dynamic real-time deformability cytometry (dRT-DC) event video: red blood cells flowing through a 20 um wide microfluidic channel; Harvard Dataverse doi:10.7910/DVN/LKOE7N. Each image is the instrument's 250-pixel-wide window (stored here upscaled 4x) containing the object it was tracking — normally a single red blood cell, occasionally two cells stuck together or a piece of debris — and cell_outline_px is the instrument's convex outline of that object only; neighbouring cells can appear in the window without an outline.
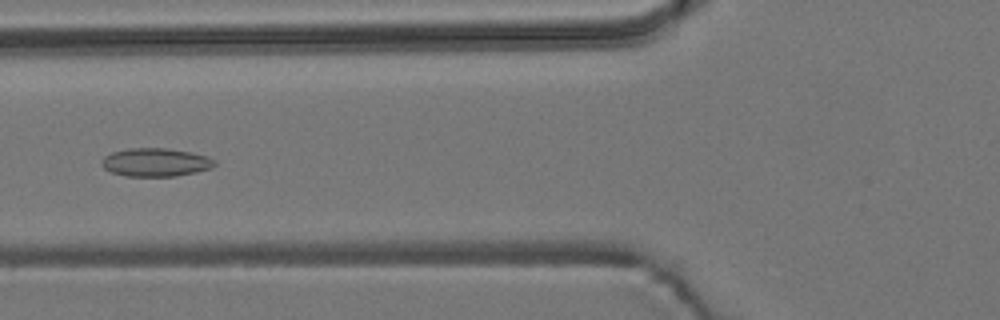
{"species": "common noctule bat (a hibernating species)", "species_latin": "Nyctalus noctula", "temperature_condition": "room temperature", "stored_images_in_passage": 51, "camera_frame_rate_fps": 3000, "um_per_image_px": 0.085, "animal": {"sex": "male", "body_mass_g": 19.2, "forearm_length_mm": 51.8}, "frame": {"image": 1, "passage_image": 17, "time_ms": 5.333, "image_size_px": [1000, 320], "cell_outline_px": [[216, 164], [212, 168], [196, 172], [176, 176], [124, 176], [112, 172], [104, 168], [100, 164], [104, 156], [112, 152], [128, 148], [168, 148], [208, 156], [216, 160]], "centroid_in_image_um": [13.23, 13.79], "position_along_channel_um": 112.6, "area_um2": 18.73}}
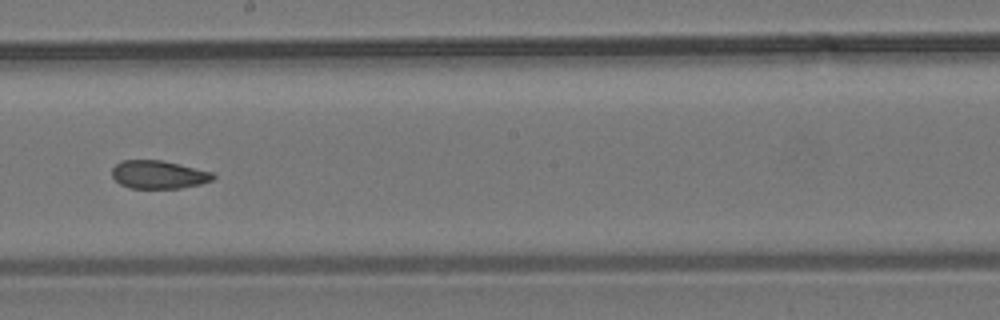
{"frame": {"image": 2, "passage_image": 27, "time_ms": 8.667, "image_size_px": [1000, 320], "cell_outline_px": [[216, 176], [212, 180], [200, 184], [180, 188], [128, 188], [120, 184], [112, 176], [112, 168], [120, 160], [160, 160], [212, 172]], "centroid_in_image_um": [13.45, 14.84], "position_along_channel_um": 234.8, "area_um2": 16.47}}
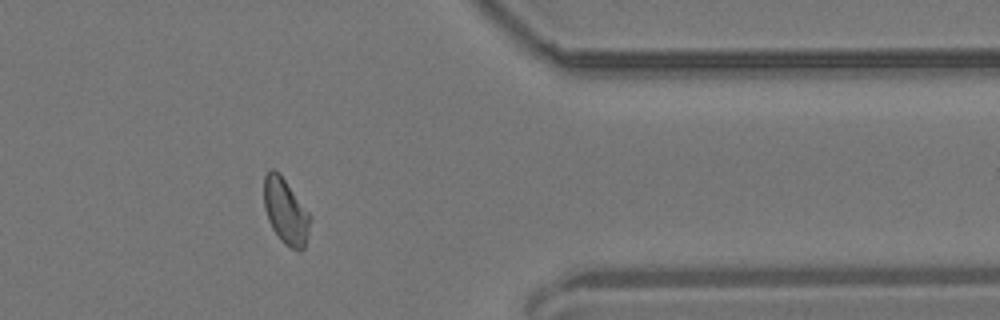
{"frame": {"image": 3, "passage_image": 41, "time_ms": 13.333, "image_size_px": [1000, 320], "cell_outline_px": [[312, 220], [304, 248], [300, 252], [284, 244], [280, 240], [272, 228], [268, 220], [264, 208], [264, 176], [268, 168], [272, 168], [280, 172], [312, 216]], "centroid_in_image_um": [24.29, 17.94], "position_along_channel_um": 387.1, "area_um2": 18.09}, "authors_computed_cell_mechanics": {"area_um2": 17.6868, "velocity_mm_per_s": 3.6612, "shape_relaxation_time_tau1_ms": null, "shape_relaxation_time_tau2_ms": 2.5336, "deformation_change_tau1": null, "deformation_change_tau2": 0.0656}}